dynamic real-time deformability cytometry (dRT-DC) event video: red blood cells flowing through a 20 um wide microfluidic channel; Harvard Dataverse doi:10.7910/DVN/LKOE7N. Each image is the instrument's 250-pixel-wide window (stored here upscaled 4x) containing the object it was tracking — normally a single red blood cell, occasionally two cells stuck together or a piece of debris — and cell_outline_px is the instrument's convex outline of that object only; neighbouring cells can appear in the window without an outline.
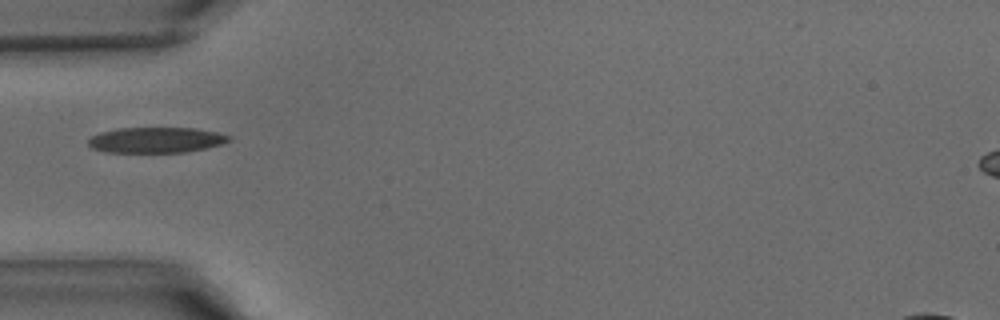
{"species": "common noctule bat (a hibernating species)", "species_latin": "Nyctalus noctula", "temperature_condition": "warm", "stored_images_in_passage": 9, "camera_frame_rate_fps": 3000, "um_per_image_px": 0.085, "animal": {"sex": "male", "body_mass_g": 15.6}, "frame": {"image": 1, "passage_image": 1, "time_ms": 0.0, "image_size_px": [1000, 320], "cell_outline_px": [[232, 140], [220, 144], [188, 152], [104, 152], [92, 148], [88, 144], [88, 140], [92, 136], [100, 132], [116, 128], [196, 128], [216, 132], [232, 136]], "centroid_in_image_um": [13.26, 11.9], "position_along_channel_um": 71.7, "area_um2": 20.98}}